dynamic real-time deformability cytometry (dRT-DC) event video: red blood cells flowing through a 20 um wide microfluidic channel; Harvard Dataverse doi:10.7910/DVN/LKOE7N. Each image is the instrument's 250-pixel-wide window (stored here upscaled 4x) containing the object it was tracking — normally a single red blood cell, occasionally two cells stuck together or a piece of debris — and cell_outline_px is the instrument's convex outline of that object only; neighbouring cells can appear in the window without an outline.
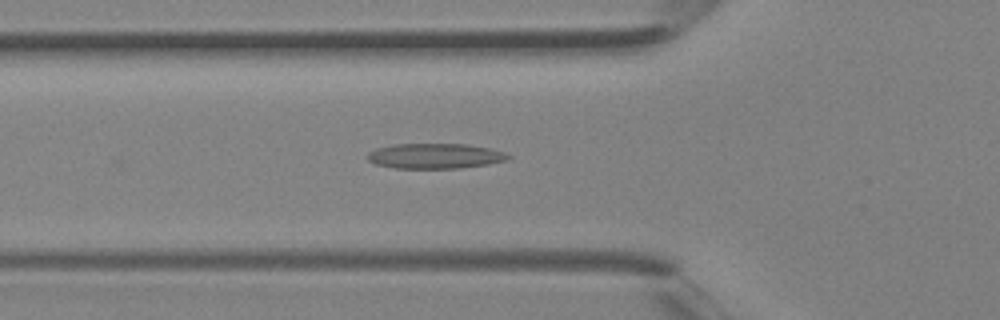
{"species": "Egyptian fruit bat (a non-hibernating species)", "species_latin": "Rousettus aegyptiacus", "temperature_condition": "room temperature", "stored_images_in_passage": 33, "camera_frame_rate_fps": 3000, "um_per_image_px": 0.085, "animal": {"sex": "female"}, "frame": {"image": 1, "passage_image": 7, "time_ms": 2.0, "image_size_px": [1000, 320], "cell_outline_px": [[512, 156], [508, 160], [488, 164], [460, 168], [396, 168], [376, 164], [368, 160], [368, 152], [376, 148], [396, 144], [468, 144], [492, 148], [504, 152]], "centroid_in_image_um": [37.02, 13.25], "position_along_channel_um": 88.8, "area_um2": 20.69}}
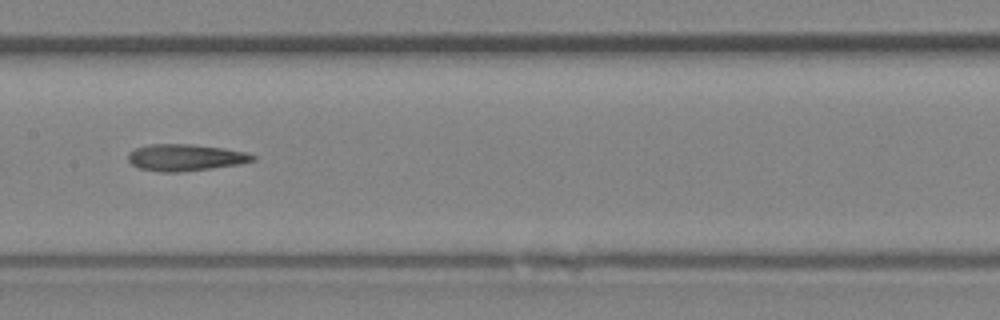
{"frame": {"image": 2, "passage_image": 13, "time_ms": 4.0, "image_size_px": [1000, 320], "cell_outline_px": [[256, 160], [240, 164], [180, 172], [160, 172], [140, 168], [132, 164], [128, 160], [128, 152], [136, 148], [148, 144], [192, 144], [224, 148], [244, 152], [256, 156]], "centroid_in_image_um": [15.74, 13.38], "position_along_channel_um": 191.7, "area_um2": 19.36}}
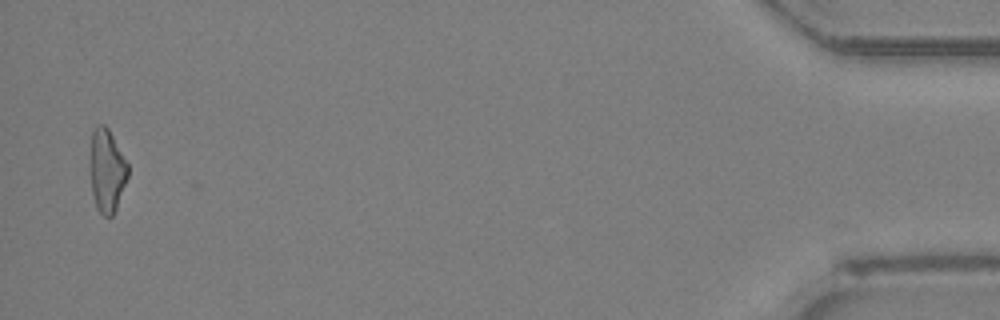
{"frame": {"image": 3, "passage_image": 32, "time_ms": 10.333, "image_size_px": [1000, 320], "cell_outline_px": [[128, 176], [116, 208], [112, 216], [104, 216], [96, 208], [92, 192], [92, 128], [96, 124], [104, 124], [108, 128], [128, 164]], "centroid_in_image_um": [9.11, 14.49], "position_along_channel_um": 426.1, "area_um2": 17.74}}